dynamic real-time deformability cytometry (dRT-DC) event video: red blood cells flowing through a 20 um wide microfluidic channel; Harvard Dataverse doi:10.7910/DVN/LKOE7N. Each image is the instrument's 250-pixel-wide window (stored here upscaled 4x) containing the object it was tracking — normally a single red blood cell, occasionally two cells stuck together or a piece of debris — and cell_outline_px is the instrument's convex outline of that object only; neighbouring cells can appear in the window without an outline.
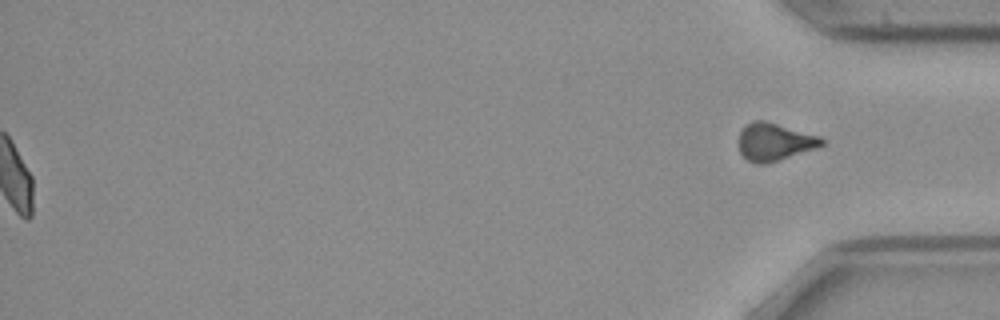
{"species": "common noctule bat (a hibernating species)", "species_latin": "Nyctalus noctula", "temperature_condition": "cold", "stored_images_in_passage": 53, "segment_of_instrument_passage": [2, 2], "camera_frame_rate_fps": 3000, "um_per_image_px": 0.085, "animal": {"sex": "female", "body_mass_g": 21.9}, "frame": {"image": 1, "passage_image": 53, "time_ms": 17.333, "image_size_px": [1000, 320], "cell_outline_px": [[824, 144], [816, 148], [764, 164], [756, 164], [748, 160], [740, 152], [740, 132], [752, 120], [764, 120], [820, 136], [824, 140]], "centroid_in_image_um": [65.84, 12.05], "position_along_channel_um": 369.4, "area_um2": 17.8}}